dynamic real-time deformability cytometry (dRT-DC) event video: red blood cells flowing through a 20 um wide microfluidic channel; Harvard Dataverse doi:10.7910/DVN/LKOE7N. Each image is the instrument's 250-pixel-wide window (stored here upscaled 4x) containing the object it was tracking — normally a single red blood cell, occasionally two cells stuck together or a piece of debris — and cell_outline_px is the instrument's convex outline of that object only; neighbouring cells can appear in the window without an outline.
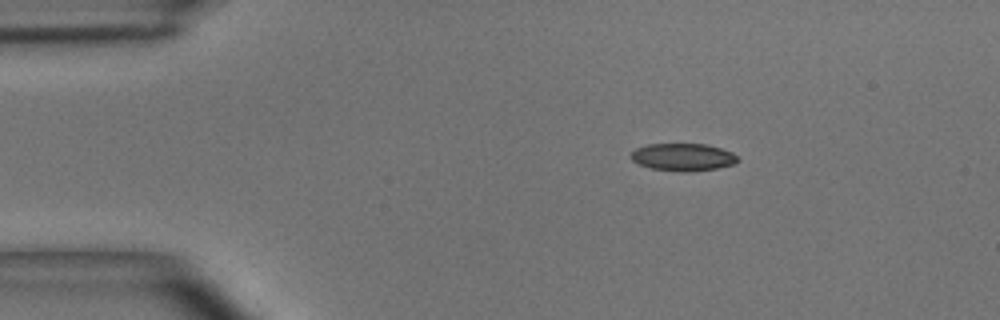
{"species": "common noctule bat (a hibernating species)", "species_latin": "Nyctalus noctula", "temperature_condition": "room temperature", "stored_images_in_passage": 42, "camera_frame_rate_fps": 3000, "um_per_image_px": 0.085, "animal": {"sex": "male", "body_mass_g": 15.6}, "frame": {"image": 1, "passage_image": 1, "time_ms": 0.0, "image_size_px": [1000, 320], "cell_outline_px": [[740, 160], [736, 164], [716, 168], [692, 172], [680, 172], [648, 168], [632, 160], [632, 152], [636, 148], [648, 144], [708, 144], [732, 152]], "centroid_in_image_um": [58.08, 13.36], "position_along_channel_um": 26.9, "area_um2": 17.22}}
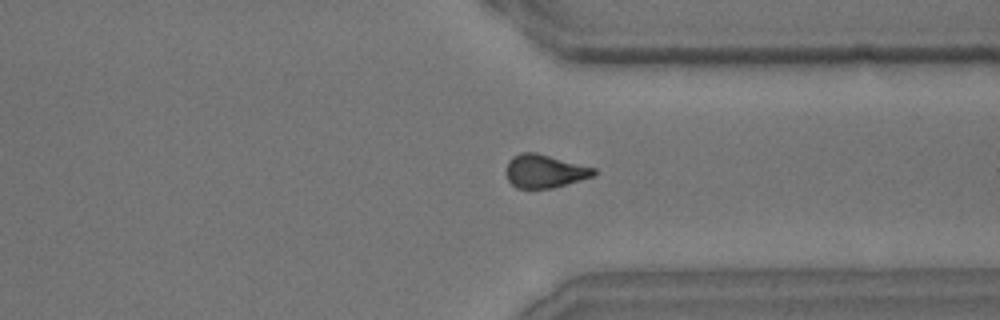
{"frame": {"image": 2, "passage_image": 30, "time_ms": 9.667, "image_size_px": [1000, 320], "cell_outline_px": [[596, 172], [592, 176], [552, 188], [516, 188], [508, 180], [504, 172], [504, 168], [508, 160], [512, 156], [520, 152], [536, 152], [596, 168]], "centroid_in_image_um": [46.22, 14.53], "position_along_channel_um": 365.2, "area_um2": 17.11}}
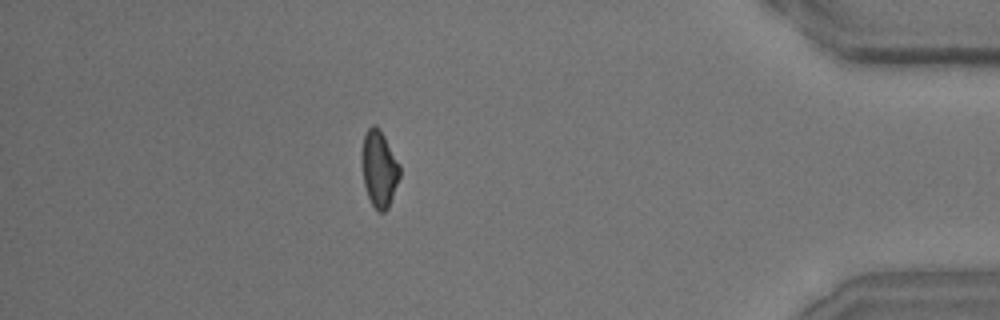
{"frame": {"image": 3, "passage_image": 36, "time_ms": 11.667, "image_size_px": [1000, 320], "cell_outline_px": [[400, 176], [388, 208], [384, 212], [380, 212], [372, 204], [368, 196], [364, 184], [360, 156], [364, 136], [368, 128], [372, 124], [376, 124], [380, 128], [400, 164]], "centroid_in_image_um": [32.22, 14.3], "position_along_channel_um": 403.0, "area_um2": 17.05}, "authors_computed_cell_mechanics": {"area_um2": 17.2533, "velocity_mm_per_s": 4.0676, "shape_relaxation_time_tau1_ms": 7.047, "shape_relaxation_time_tau2_ms": 3.0031, "deformation_change_tau1": 0.1583, "deformation_change_tau2": 0.0935}}